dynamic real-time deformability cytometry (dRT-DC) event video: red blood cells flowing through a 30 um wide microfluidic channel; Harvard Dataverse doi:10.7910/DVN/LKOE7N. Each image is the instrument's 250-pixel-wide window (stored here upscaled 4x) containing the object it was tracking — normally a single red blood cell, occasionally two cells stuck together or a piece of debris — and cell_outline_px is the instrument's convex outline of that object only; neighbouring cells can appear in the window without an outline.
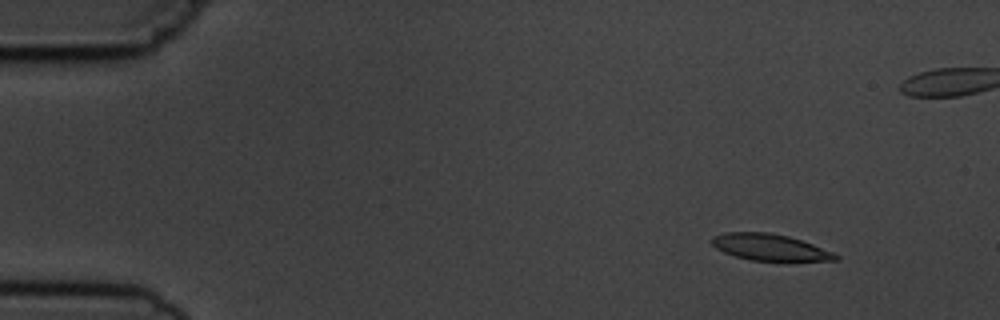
{"species": "common noctule bat (a hibernating species)", "species_latin": "Nyctalus noctula", "temperature_condition": "cold", "stored_images_in_passage": 3, "camera_frame_rate_fps": 3000, "um_per_image_px": 0.085, "animal": {"sex": "male", "body_mass_g": 19.5, "forearm_length_mm": 54.6}, "frame": {"image": 1, "passage_image": 1, "time_ms": 0.0, "image_size_px": [1000, 320], "cell_outline_px": [[840, 260], [788, 264], [748, 260], [724, 252], [716, 248], [712, 244], [712, 236], [724, 232], [768, 232], [788, 236], [812, 244], [832, 252], [840, 256]], "centroid_in_image_um": [65.53, 21.08], "position_along_channel_um": 19.5, "area_um2": 20.11}}